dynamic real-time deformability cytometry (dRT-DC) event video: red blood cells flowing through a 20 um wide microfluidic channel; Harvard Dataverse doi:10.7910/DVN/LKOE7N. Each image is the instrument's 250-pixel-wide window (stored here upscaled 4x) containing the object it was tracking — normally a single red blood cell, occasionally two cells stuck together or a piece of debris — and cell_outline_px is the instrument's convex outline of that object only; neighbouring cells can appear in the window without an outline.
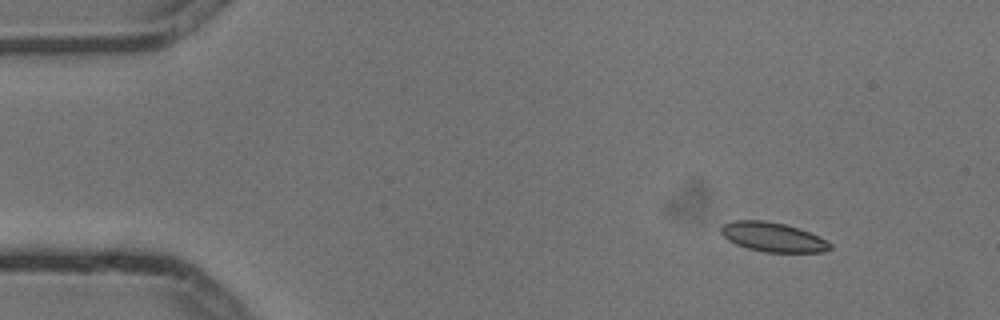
{"species": "common noctule bat (a hibernating species)", "species_latin": "Nyctalus noctula", "temperature_condition": "cold", "stored_images_in_passage": 4, "camera_frame_rate_fps": 3000, "um_per_image_px": 0.085, "animal": {"sex": "male", "body_mass_g": 13.3}, "frame": {"image": 1, "passage_image": 1, "time_ms": 0.0, "image_size_px": [1000, 320], "cell_outline_px": [[832, 248], [824, 252], [764, 252], [748, 248], [736, 244], [728, 240], [720, 232], [720, 228], [724, 224], [732, 220], [764, 220], [784, 224], [800, 228], [828, 240], [832, 244]], "centroid_in_image_um": [65.72, 20.15], "position_along_channel_um": 19.3, "area_um2": 18.79}}
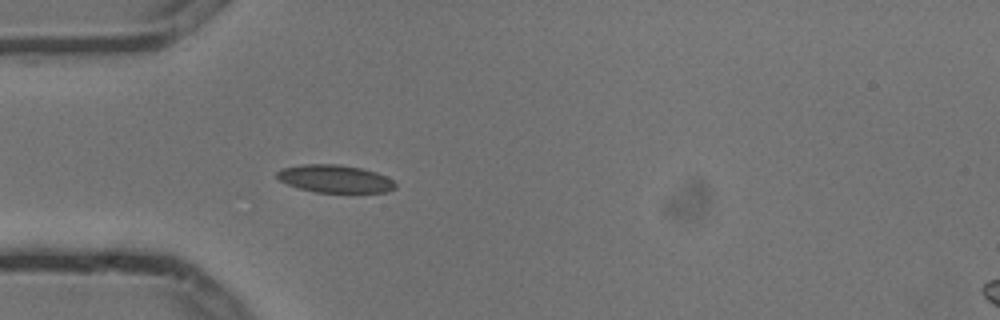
{"frame": {"image": 2, "passage_image": 4, "time_ms": 1.0, "image_size_px": [1000, 320], "cell_outline_px": [[396, 188], [388, 192], [316, 192], [300, 188], [288, 184], [280, 180], [276, 176], [276, 172], [280, 168], [300, 164], [340, 164], [364, 168], [376, 172], [392, 180], [396, 184]], "centroid_in_image_um": [28.46, 15.18], "position_along_channel_um": 56.5, "area_um2": 19.19}}